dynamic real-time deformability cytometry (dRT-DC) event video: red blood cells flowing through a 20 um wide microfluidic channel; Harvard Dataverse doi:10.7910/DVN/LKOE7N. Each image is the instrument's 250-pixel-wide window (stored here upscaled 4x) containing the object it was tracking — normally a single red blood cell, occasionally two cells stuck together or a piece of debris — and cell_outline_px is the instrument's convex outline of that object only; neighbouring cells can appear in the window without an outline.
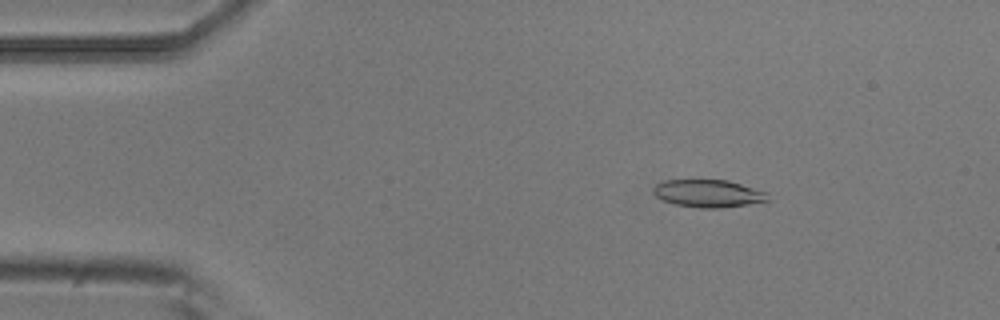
{"species": "common noctule bat (a hibernating species)", "species_latin": "Nyctalus noctula", "temperature_condition": "room temperature", "stored_images_in_passage": 5, "camera_frame_rate_fps": 3000, "um_per_image_px": 0.085, "animal": {"sex": "male", "body_mass_g": 20.5, "forearm_length_mm": 52.5}, "frame": {"image": 1, "passage_image": 3, "time_ms": 0.667, "image_size_px": [1000, 320], "cell_outline_px": [[768, 200], [748, 204], [720, 208], [700, 208], [676, 204], [664, 200], [656, 196], [652, 192], [652, 188], [656, 184], [664, 180], [728, 180], [768, 192]], "centroid_in_image_um": [60.19, 16.43], "position_along_channel_um": 24.8, "area_um2": 18.32}}
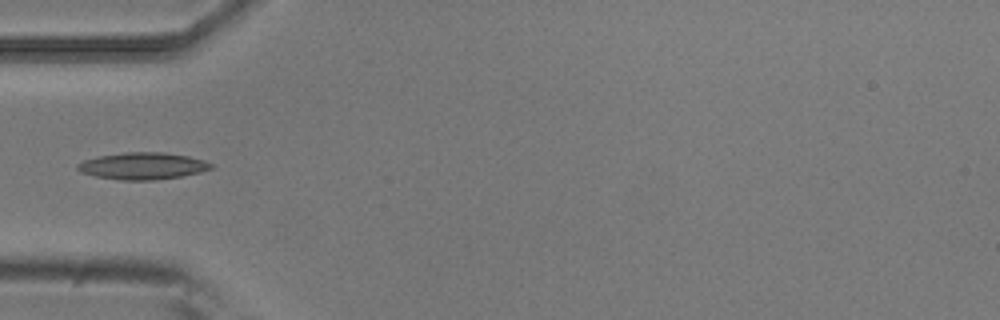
{"frame": {"image": 2, "passage_image": 5, "time_ms": 1.333, "image_size_px": [1000, 320], "cell_outline_px": [[212, 168], [200, 172], [180, 176], [156, 180], [120, 180], [96, 176], [80, 172], [76, 168], [76, 164], [84, 160], [96, 156], [124, 152], [164, 152], [188, 156], [204, 160], [212, 164]], "centroid_in_image_um": [12.09, 14.1], "position_along_channel_um": 72.9, "area_um2": 20.98}}